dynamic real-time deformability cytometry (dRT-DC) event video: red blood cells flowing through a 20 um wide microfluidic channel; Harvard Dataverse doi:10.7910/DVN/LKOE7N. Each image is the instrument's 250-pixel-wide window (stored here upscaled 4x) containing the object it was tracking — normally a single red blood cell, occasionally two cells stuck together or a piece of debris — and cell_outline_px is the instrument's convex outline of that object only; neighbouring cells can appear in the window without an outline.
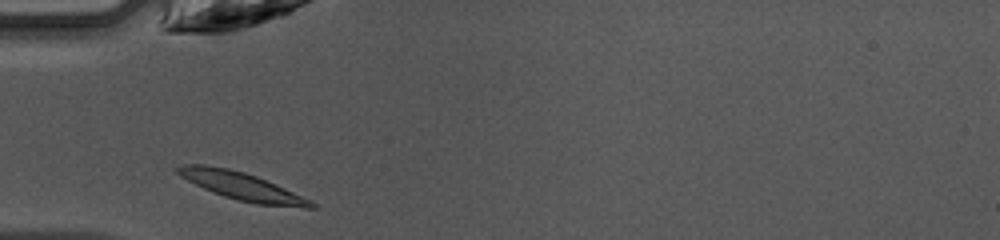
{"species": "common noctule bat (a hibernating species)", "species_latin": "Nyctalus noctula", "temperature_condition": "warm", "stored_images_in_passage": 26, "camera_frame_rate_fps": 3000, "um_per_image_px": 0.085, "animal": {"sex": "female", "body_mass_g": 10.0, "forearm_length_mm": 53.1}, "frame": {"image": 1, "passage_image": 1, "time_ms": 0.0, "image_size_px": [1000, 240], "cell_outline_px": [[316, 208], [304, 208], [256, 204], [224, 196], [204, 188], [180, 176], [172, 168], [184, 164], [204, 164], [228, 168], [244, 172], [256, 176], [312, 200], [316, 204]], "centroid_in_image_um": [20.56, 15.82], "position_along_channel_um": 64.4, "area_um2": 21.44}}
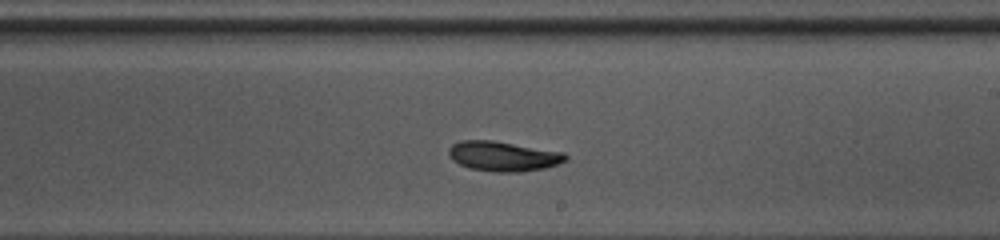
{"frame": {"image": 2, "passage_image": 14, "time_ms": 4.333, "image_size_px": [1000, 240], "cell_outline_px": [[568, 160], [544, 168], [520, 172], [496, 172], [468, 168], [452, 160], [448, 156], [448, 148], [452, 144], [460, 140], [492, 140], [564, 152], [568, 156]], "centroid_in_image_um": [42.75, 13.27], "position_along_channel_um": 246.3, "area_um2": 20.46}}
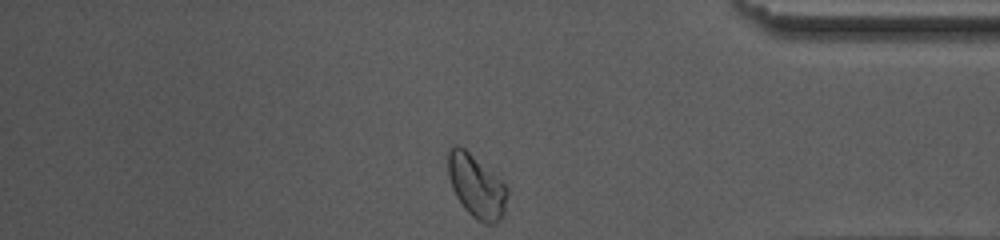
{"frame": {"image": 3, "passage_image": 26, "time_ms": 8.333, "image_size_px": [1000, 240], "cell_outline_px": [[508, 192], [504, 216], [500, 220], [492, 224], [484, 224], [476, 220], [464, 208], [456, 196], [452, 188], [448, 176], [448, 148], [452, 144], [456, 144], [464, 148], [500, 180], [508, 188]], "centroid_in_image_um": [40.48, 15.85], "position_along_channel_um": 394.7, "area_um2": 21.73}, "authors_computed_cell_mechanics": {"area_um2": 20.0855, "velocity_mm_per_s": 4.2252, "shape_relaxation_time_tau1_ms": 2.6216, "shape_relaxation_time_tau2_ms": 10.627, "deformation_change_tau1": 0.1013, "deformation_change_tau2": 0.0999}}